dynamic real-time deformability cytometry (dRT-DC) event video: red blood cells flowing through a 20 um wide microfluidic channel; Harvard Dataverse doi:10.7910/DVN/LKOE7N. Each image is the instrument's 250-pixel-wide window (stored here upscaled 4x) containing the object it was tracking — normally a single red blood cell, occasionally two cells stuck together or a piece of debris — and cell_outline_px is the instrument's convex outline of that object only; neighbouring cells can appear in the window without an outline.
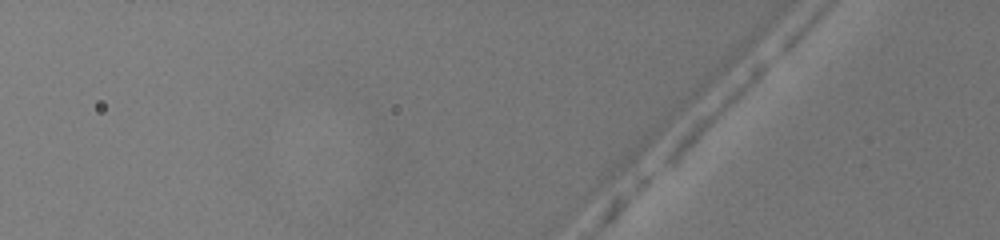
{"species": "common noctule bat (a hibernating species)", "species_latin": "Nyctalus noctula", "temperature_condition": "warm", "stored_images_in_passage": 4, "camera_frame_rate_fps": 3000, "um_per_image_px": 0.085, "animal": {"sex": "female", "body_mass_g": 19.5, "forearm_length_mm": 54.1}, "frame": {"image": 1, "passage_image": 4, "time_ms": 1.0, "image_size_px": [1000, 240], "cell_outline_px": [[772, 56], [768, 64], [708, 124], [668, 160], [664, 160], [664, 156], [676, 136], [680, 132], [732, 84], [760, 60]], "centroid_in_image_um": [60.74, 9.24], "position_along_channel_um": 65.1, "area_um2": 11.44}}